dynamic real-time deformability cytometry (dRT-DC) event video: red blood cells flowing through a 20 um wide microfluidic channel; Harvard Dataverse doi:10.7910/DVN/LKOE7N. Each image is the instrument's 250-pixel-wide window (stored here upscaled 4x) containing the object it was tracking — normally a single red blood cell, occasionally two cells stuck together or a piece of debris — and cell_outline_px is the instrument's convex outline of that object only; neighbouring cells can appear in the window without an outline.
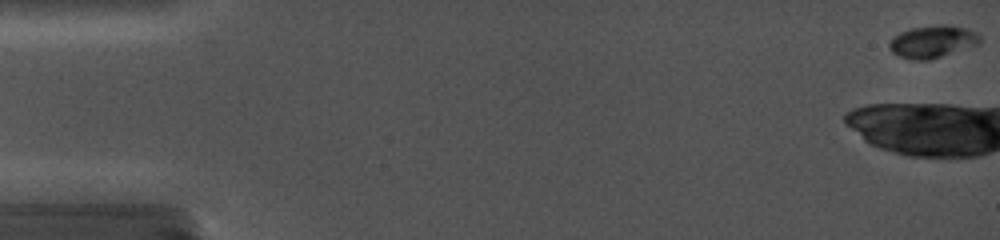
{"species": "common noctule bat (a hibernating species)", "species_latin": "Nyctalus noctula", "temperature_condition": "cold", "stored_images_in_passage": 5, "camera_frame_rate_fps": 5000, "um_per_image_px": 0.085, "animal": {"sex": "female", "body_mass_g": 19.0, "forearm_length_mm": 56.7}, "frame": {"image": 1, "passage_image": 1, "time_ms": 0.0, "image_size_px": [1000, 240], "cell_outline_px": [[980, 40], [976, 44], [928, 60], [916, 60], [900, 56], [892, 52], [888, 44], [900, 32], [912, 28], [940, 24], [944, 24], [964, 28], [976, 32], [980, 36]], "centroid_in_image_um": [79.24, 3.52], "position_along_channel_um": 5.8, "area_um2": 16.47}}